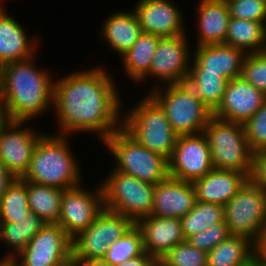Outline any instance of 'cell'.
Listing matches in <instances>:
<instances>
[{
	"label": "cell",
	"mask_w": 266,
	"mask_h": 266,
	"mask_svg": "<svg viewBox=\"0 0 266 266\" xmlns=\"http://www.w3.org/2000/svg\"><path fill=\"white\" fill-rule=\"evenodd\" d=\"M83 263V266H113L104 259H94V260H79Z\"/></svg>",
	"instance_id": "obj_43"
},
{
	"label": "cell",
	"mask_w": 266,
	"mask_h": 266,
	"mask_svg": "<svg viewBox=\"0 0 266 266\" xmlns=\"http://www.w3.org/2000/svg\"><path fill=\"white\" fill-rule=\"evenodd\" d=\"M162 37L142 32L135 44L120 57L121 66L131 83L137 84L148 72Z\"/></svg>",
	"instance_id": "obj_26"
},
{
	"label": "cell",
	"mask_w": 266,
	"mask_h": 266,
	"mask_svg": "<svg viewBox=\"0 0 266 266\" xmlns=\"http://www.w3.org/2000/svg\"><path fill=\"white\" fill-rule=\"evenodd\" d=\"M241 76L250 85L266 94V51L247 54Z\"/></svg>",
	"instance_id": "obj_36"
},
{
	"label": "cell",
	"mask_w": 266,
	"mask_h": 266,
	"mask_svg": "<svg viewBox=\"0 0 266 266\" xmlns=\"http://www.w3.org/2000/svg\"><path fill=\"white\" fill-rule=\"evenodd\" d=\"M4 6H0V60L5 65L33 57L44 45H41L42 40L37 36L40 34L35 36L33 33L30 36L24 24Z\"/></svg>",
	"instance_id": "obj_18"
},
{
	"label": "cell",
	"mask_w": 266,
	"mask_h": 266,
	"mask_svg": "<svg viewBox=\"0 0 266 266\" xmlns=\"http://www.w3.org/2000/svg\"><path fill=\"white\" fill-rule=\"evenodd\" d=\"M99 64L55 77L52 111L58 128L55 134L74 138L90 133L103 143L122 127L125 103L121 88L111 70Z\"/></svg>",
	"instance_id": "obj_1"
},
{
	"label": "cell",
	"mask_w": 266,
	"mask_h": 266,
	"mask_svg": "<svg viewBox=\"0 0 266 266\" xmlns=\"http://www.w3.org/2000/svg\"><path fill=\"white\" fill-rule=\"evenodd\" d=\"M224 44L249 53L266 51V24L230 18Z\"/></svg>",
	"instance_id": "obj_27"
},
{
	"label": "cell",
	"mask_w": 266,
	"mask_h": 266,
	"mask_svg": "<svg viewBox=\"0 0 266 266\" xmlns=\"http://www.w3.org/2000/svg\"><path fill=\"white\" fill-rule=\"evenodd\" d=\"M245 266H261V261L260 259L256 256L251 262H249Z\"/></svg>",
	"instance_id": "obj_46"
},
{
	"label": "cell",
	"mask_w": 266,
	"mask_h": 266,
	"mask_svg": "<svg viewBox=\"0 0 266 266\" xmlns=\"http://www.w3.org/2000/svg\"><path fill=\"white\" fill-rule=\"evenodd\" d=\"M148 94L162 107L178 135L202 133L213 116L186 82L159 86Z\"/></svg>",
	"instance_id": "obj_6"
},
{
	"label": "cell",
	"mask_w": 266,
	"mask_h": 266,
	"mask_svg": "<svg viewBox=\"0 0 266 266\" xmlns=\"http://www.w3.org/2000/svg\"><path fill=\"white\" fill-rule=\"evenodd\" d=\"M160 260L166 266H207V252L185 240L175 245Z\"/></svg>",
	"instance_id": "obj_34"
},
{
	"label": "cell",
	"mask_w": 266,
	"mask_h": 266,
	"mask_svg": "<svg viewBox=\"0 0 266 266\" xmlns=\"http://www.w3.org/2000/svg\"><path fill=\"white\" fill-rule=\"evenodd\" d=\"M62 194L63 189L27 182L30 210L45 223H58Z\"/></svg>",
	"instance_id": "obj_29"
},
{
	"label": "cell",
	"mask_w": 266,
	"mask_h": 266,
	"mask_svg": "<svg viewBox=\"0 0 266 266\" xmlns=\"http://www.w3.org/2000/svg\"><path fill=\"white\" fill-rule=\"evenodd\" d=\"M142 95L133 106L123 105L122 128L142 146L169 160L179 135L162 107L148 93Z\"/></svg>",
	"instance_id": "obj_4"
},
{
	"label": "cell",
	"mask_w": 266,
	"mask_h": 266,
	"mask_svg": "<svg viewBox=\"0 0 266 266\" xmlns=\"http://www.w3.org/2000/svg\"><path fill=\"white\" fill-rule=\"evenodd\" d=\"M0 266H20L15 258L0 257Z\"/></svg>",
	"instance_id": "obj_44"
},
{
	"label": "cell",
	"mask_w": 266,
	"mask_h": 266,
	"mask_svg": "<svg viewBox=\"0 0 266 266\" xmlns=\"http://www.w3.org/2000/svg\"><path fill=\"white\" fill-rule=\"evenodd\" d=\"M225 223L230 235L257 246L266 233V192L248 180L225 205Z\"/></svg>",
	"instance_id": "obj_9"
},
{
	"label": "cell",
	"mask_w": 266,
	"mask_h": 266,
	"mask_svg": "<svg viewBox=\"0 0 266 266\" xmlns=\"http://www.w3.org/2000/svg\"><path fill=\"white\" fill-rule=\"evenodd\" d=\"M134 225L129 217L104 208L90 226L72 239V257L103 259L109 246Z\"/></svg>",
	"instance_id": "obj_11"
},
{
	"label": "cell",
	"mask_w": 266,
	"mask_h": 266,
	"mask_svg": "<svg viewBox=\"0 0 266 266\" xmlns=\"http://www.w3.org/2000/svg\"><path fill=\"white\" fill-rule=\"evenodd\" d=\"M193 49L190 69L219 73L228 81L241 76L245 51L226 44L195 46Z\"/></svg>",
	"instance_id": "obj_19"
},
{
	"label": "cell",
	"mask_w": 266,
	"mask_h": 266,
	"mask_svg": "<svg viewBox=\"0 0 266 266\" xmlns=\"http://www.w3.org/2000/svg\"><path fill=\"white\" fill-rule=\"evenodd\" d=\"M114 11L104 17L98 37L114 55L121 57L138 40L142 29L132 8Z\"/></svg>",
	"instance_id": "obj_23"
},
{
	"label": "cell",
	"mask_w": 266,
	"mask_h": 266,
	"mask_svg": "<svg viewBox=\"0 0 266 266\" xmlns=\"http://www.w3.org/2000/svg\"><path fill=\"white\" fill-rule=\"evenodd\" d=\"M72 257V239L58 225L45 223L14 258L20 266H60Z\"/></svg>",
	"instance_id": "obj_14"
},
{
	"label": "cell",
	"mask_w": 266,
	"mask_h": 266,
	"mask_svg": "<svg viewBox=\"0 0 266 266\" xmlns=\"http://www.w3.org/2000/svg\"><path fill=\"white\" fill-rule=\"evenodd\" d=\"M174 1L138 0L132 10L136 14L142 32L162 38L187 34L188 23L185 22L184 11Z\"/></svg>",
	"instance_id": "obj_16"
},
{
	"label": "cell",
	"mask_w": 266,
	"mask_h": 266,
	"mask_svg": "<svg viewBox=\"0 0 266 266\" xmlns=\"http://www.w3.org/2000/svg\"><path fill=\"white\" fill-rule=\"evenodd\" d=\"M196 201L192 182L169 176L155 185L151 215L180 219L194 208Z\"/></svg>",
	"instance_id": "obj_20"
},
{
	"label": "cell",
	"mask_w": 266,
	"mask_h": 266,
	"mask_svg": "<svg viewBox=\"0 0 266 266\" xmlns=\"http://www.w3.org/2000/svg\"><path fill=\"white\" fill-rule=\"evenodd\" d=\"M214 169L243 172L248 178L253 152L245 136V127L212 116L204 127Z\"/></svg>",
	"instance_id": "obj_7"
},
{
	"label": "cell",
	"mask_w": 266,
	"mask_h": 266,
	"mask_svg": "<svg viewBox=\"0 0 266 266\" xmlns=\"http://www.w3.org/2000/svg\"><path fill=\"white\" fill-rule=\"evenodd\" d=\"M71 138L47 131L38 140L29 169L22 179L63 190L82 184L85 180L83 168L73 151Z\"/></svg>",
	"instance_id": "obj_3"
},
{
	"label": "cell",
	"mask_w": 266,
	"mask_h": 266,
	"mask_svg": "<svg viewBox=\"0 0 266 266\" xmlns=\"http://www.w3.org/2000/svg\"><path fill=\"white\" fill-rule=\"evenodd\" d=\"M169 162V176L193 182L214 169L204 133L179 135Z\"/></svg>",
	"instance_id": "obj_15"
},
{
	"label": "cell",
	"mask_w": 266,
	"mask_h": 266,
	"mask_svg": "<svg viewBox=\"0 0 266 266\" xmlns=\"http://www.w3.org/2000/svg\"><path fill=\"white\" fill-rule=\"evenodd\" d=\"M266 94L250 85L242 76L227 82L222 101L213 116L244 124L265 103Z\"/></svg>",
	"instance_id": "obj_17"
},
{
	"label": "cell",
	"mask_w": 266,
	"mask_h": 266,
	"mask_svg": "<svg viewBox=\"0 0 266 266\" xmlns=\"http://www.w3.org/2000/svg\"><path fill=\"white\" fill-rule=\"evenodd\" d=\"M102 145L114 157L111 163L116 171L153 185L169 177L168 159L142 146L122 127L114 131Z\"/></svg>",
	"instance_id": "obj_5"
},
{
	"label": "cell",
	"mask_w": 266,
	"mask_h": 266,
	"mask_svg": "<svg viewBox=\"0 0 266 266\" xmlns=\"http://www.w3.org/2000/svg\"><path fill=\"white\" fill-rule=\"evenodd\" d=\"M157 259L146 251L137 257L128 259L117 266H156Z\"/></svg>",
	"instance_id": "obj_40"
},
{
	"label": "cell",
	"mask_w": 266,
	"mask_h": 266,
	"mask_svg": "<svg viewBox=\"0 0 266 266\" xmlns=\"http://www.w3.org/2000/svg\"><path fill=\"white\" fill-rule=\"evenodd\" d=\"M156 266H166L161 260H157Z\"/></svg>",
	"instance_id": "obj_48"
},
{
	"label": "cell",
	"mask_w": 266,
	"mask_h": 266,
	"mask_svg": "<svg viewBox=\"0 0 266 266\" xmlns=\"http://www.w3.org/2000/svg\"><path fill=\"white\" fill-rule=\"evenodd\" d=\"M229 236V229L224 221L221 223L213 224L206 230L190 236L187 241L192 246L208 253Z\"/></svg>",
	"instance_id": "obj_38"
},
{
	"label": "cell",
	"mask_w": 266,
	"mask_h": 266,
	"mask_svg": "<svg viewBox=\"0 0 266 266\" xmlns=\"http://www.w3.org/2000/svg\"><path fill=\"white\" fill-rule=\"evenodd\" d=\"M135 224L142 232L144 250L157 260L186 240L180 219L149 215Z\"/></svg>",
	"instance_id": "obj_22"
},
{
	"label": "cell",
	"mask_w": 266,
	"mask_h": 266,
	"mask_svg": "<svg viewBox=\"0 0 266 266\" xmlns=\"http://www.w3.org/2000/svg\"><path fill=\"white\" fill-rule=\"evenodd\" d=\"M60 266H83V263L73 257L62 263Z\"/></svg>",
	"instance_id": "obj_45"
},
{
	"label": "cell",
	"mask_w": 266,
	"mask_h": 266,
	"mask_svg": "<svg viewBox=\"0 0 266 266\" xmlns=\"http://www.w3.org/2000/svg\"><path fill=\"white\" fill-rule=\"evenodd\" d=\"M249 181L266 192V150L253 153Z\"/></svg>",
	"instance_id": "obj_39"
},
{
	"label": "cell",
	"mask_w": 266,
	"mask_h": 266,
	"mask_svg": "<svg viewBox=\"0 0 266 266\" xmlns=\"http://www.w3.org/2000/svg\"><path fill=\"white\" fill-rule=\"evenodd\" d=\"M3 70H4V64L0 60V84L2 81V77H3Z\"/></svg>",
	"instance_id": "obj_47"
},
{
	"label": "cell",
	"mask_w": 266,
	"mask_h": 266,
	"mask_svg": "<svg viewBox=\"0 0 266 266\" xmlns=\"http://www.w3.org/2000/svg\"><path fill=\"white\" fill-rule=\"evenodd\" d=\"M230 16L266 24V0L226 1Z\"/></svg>",
	"instance_id": "obj_37"
},
{
	"label": "cell",
	"mask_w": 266,
	"mask_h": 266,
	"mask_svg": "<svg viewBox=\"0 0 266 266\" xmlns=\"http://www.w3.org/2000/svg\"><path fill=\"white\" fill-rule=\"evenodd\" d=\"M34 127L29 121L9 120L0 128V161L17 178L28 171L37 142L46 133Z\"/></svg>",
	"instance_id": "obj_13"
},
{
	"label": "cell",
	"mask_w": 266,
	"mask_h": 266,
	"mask_svg": "<svg viewBox=\"0 0 266 266\" xmlns=\"http://www.w3.org/2000/svg\"><path fill=\"white\" fill-rule=\"evenodd\" d=\"M185 82L210 111L214 112L222 101L228 80L219 73L205 72V69H190Z\"/></svg>",
	"instance_id": "obj_30"
},
{
	"label": "cell",
	"mask_w": 266,
	"mask_h": 266,
	"mask_svg": "<svg viewBox=\"0 0 266 266\" xmlns=\"http://www.w3.org/2000/svg\"><path fill=\"white\" fill-rule=\"evenodd\" d=\"M144 252L142 232L135 224L109 246L103 259L111 265L117 266L130 258L142 255Z\"/></svg>",
	"instance_id": "obj_33"
},
{
	"label": "cell",
	"mask_w": 266,
	"mask_h": 266,
	"mask_svg": "<svg viewBox=\"0 0 266 266\" xmlns=\"http://www.w3.org/2000/svg\"><path fill=\"white\" fill-rule=\"evenodd\" d=\"M6 1H8V0H6ZM6 1L5 0H0V6L6 5V4H4V3H6Z\"/></svg>",
	"instance_id": "obj_49"
},
{
	"label": "cell",
	"mask_w": 266,
	"mask_h": 266,
	"mask_svg": "<svg viewBox=\"0 0 266 266\" xmlns=\"http://www.w3.org/2000/svg\"><path fill=\"white\" fill-rule=\"evenodd\" d=\"M9 121L5 104L0 95V128H2Z\"/></svg>",
	"instance_id": "obj_42"
},
{
	"label": "cell",
	"mask_w": 266,
	"mask_h": 266,
	"mask_svg": "<svg viewBox=\"0 0 266 266\" xmlns=\"http://www.w3.org/2000/svg\"><path fill=\"white\" fill-rule=\"evenodd\" d=\"M30 211L27 182L17 178L0 199V222H15Z\"/></svg>",
	"instance_id": "obj_32"
},
{
	"label": "cell",
	"mask_w": 266,
	"mask_h": 266,
	"mask_svg": "<svg viewBox=\"0 0 266 266\" xmlns=\"http://www.w3.org/2000/svg\"><path fill=\"white\" fill-rule=\"evenodd\" d=\"M245 136L253 153L266 150V101L244 124Z\"/></svg>",
	"instance_id": "obj_35"
},
{
	"label": "cell",
	"mask_w": 266,
	"mask_h": 266,
	"mask_svg": "<svg viewBox=\"0 0 266 266\" xmlns=\"http://www.w3.org/2000/svg\"><path fill=\"white\" fill-rule=\"evenodd\" d=\"M94 186L90 188L82 183L63 190L57 224L71 239L90 226L104 209L101 185Z\"/></svg>",
	"instance_id": "obj_12"
},
{
	"label": "cell",
	"mask_w": 266,
	"mask_h": 266,
	"mask_svg": "<svg viewBox=\"0 0 266 266\" xmlns=\"http://www.w3.org/2000/svg\"><path fill=\"white\" fill-rule=\"evenodd\" d=\"M17 177L0 161V199Z\"/></svg>",
	"instance_id": "obj_41"
},
{
	"label": "cell",
	"mask_w": 266,
	"mask_h": 266,
	"mask_svg": "<svg viewBox=\"0 0 266 266\" xmlns=\"http://www.w3.org/2000/svg\"><path fill=\"white\" fill-rule=\"evenodd\" d=\"M105 176V177H104ZM100 182L104 208L129 217L134 223L152 213L155 185L112 167Z\"/></svg>",
	"instance_id": "obj_8"
},
{
	"label": "cell",
	"mask_w": 266,
	"mask_h": 266,
	"mask_svg": "<svg viewBox=\"0 0 266 266\" xmlns=\"http://www.w3.org/2000/svg\"><path fill=\"white\" fill-rule=\"evenodd\" d=\"M195 8V46L224 44L230 21V10L224 0H199ZM197 19V20H196Z\"/></svg>",
	"instance_id": "obj_21"
},
{
	"label": "cell",
	"mask_w": 266,
	"mask_h": 266,
	"mask_svg": "<svg viewBox=\"0 0 266 266\" xmlns=\"http://www.w3.org/2000/svg\"><path fill=\"white\" fill-rule=\"evenodd\" d=\"M256 251L251 240L230 235L207 253V266H245L257 256Z\"/></svg>",
	"instance_id": "obj_28"
},
{
	"label": "cell",
	"mask_w": 266,
	"mask_h": 266,
	"mask_svg": "<svg viewBox=\"0 0 266 266\" xmlns=\"http://www.w3.org/2000/svg\"><path fill=\"white\" fill-rule=\"evenodd\" d=\"M189 29L187 28V34L163 37L159 40L149 72L137 83L139 86L143 83L144 86L147 80L151 82L154 79L151 83L153 85H148L150 87L144 93H149L159 86L186 81L193 54V45L190 44L193 37H190Z\"/></svg>",
	"instance_id": "obj_10"
},
{
	"label": "cell",
	"mask_w": 266,
	"mask_h": 266,
	"mask_svg": "<svg viewBox=\"0 0 266 266\" xmlns=\"http://www.w3.org/2000/svg\"><path fill=\"white\" fill-rule=\"evenodd\" d=\"M185 239L225 221V206L196 201L194 208L180 218Z\"/></svg>",
	"instance_id": "obj_31"
},
{
	"label": "cell",
	"mask_w": 266,
	"mask_h": 266,
	"mask_svg": "<svg viewBox=\"0 0 266 266\" xmlns=\"http://www.w3.org/2000/svg\"><path fill=\"white\" fill-rule=\"evenodd\" d=\"M39 55L4 65L0 95L11 121L34 122L53 111L56 73L38 65Z\"/></svg>",
	"instance_id": "obj_2"
},
{
	"label": "cell",
	"mask_w": 266,
	"mask_h": 266,
	"mask_svg": "<svg viewBox=\"0 0 266 266\" xmlns=\"http://www.w3.org/2000/svg\"><path fill=\"white\" fill-rule=\"evenodd\" d=\"M248 180L243 172L213 169L192 183L197 201L225 206Z\"/></svg>",
	"instance_id": "obj_24"
},
{
	"label": "cell",
	"mask_w": 266,
	"mask_h": 266,
	"mask_svg": "<svg viewBox=\"0 0 266 266\" xmlns=\"http://www.w3.org/2000/svg\"><path fill=\"white\" fill-rule=\"evenodd\" d=\"M44 225L45 222L32 211L15 222H0V244L5 246L1 247L3 255L0 257L17 256Z\"/></svg>",
	"instance_id": "obj_25"
}]
</instances>
